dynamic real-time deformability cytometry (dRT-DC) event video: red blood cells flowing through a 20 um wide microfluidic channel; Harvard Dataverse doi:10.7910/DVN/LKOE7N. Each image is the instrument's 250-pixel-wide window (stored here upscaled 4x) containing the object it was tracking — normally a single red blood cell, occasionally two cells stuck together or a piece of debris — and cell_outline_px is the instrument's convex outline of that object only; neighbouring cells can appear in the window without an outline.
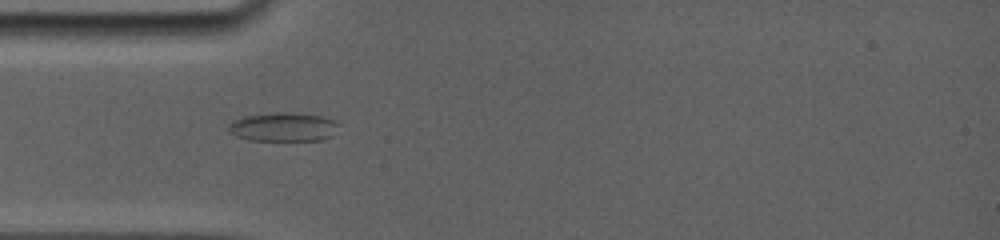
{"species": "common noctule bat (a hibernating species)", "species_latin": "Nyctalus noctula", "temperature_condition": "room temperature", "stored_images_in_passage": 3, "camera_frame_rate_fps": 5000, "um_per_image_px": 0.085, "animal": {"sex": "female", "body_mass_g": 19.0, "forearm_length_mm": 56.7}, "frame": {"image": 1, "passage_image": 1, "time_ms": 0.0, "image_size_px": [1000, 240], "cell_outline_px": [[340, 124], [332, 136], [320, 140], [248, 140], [236, 136], [228, 132], [228, 124], [232, 120], [240, 116], [276, 112], [292, 112], [324, 116], [336, 120]], "centroid_in_image_um": [24.07, 10.77], "position_along_channel_um": 60.9, "area_um2": 18.96}}
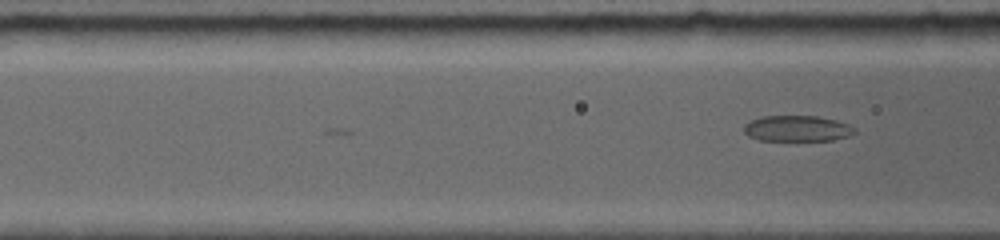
{"frame": {"image": 2, "passage_image": 3, "time_ms": 1.0, "image_size_px": [1000, 240], "cell_outline_px": [[856, 132], [848, 136], [832, 140], [760, 140], [748, 136], [744, 132], [744, 124], [760, 116], [816, 116], [836, 120], [848, 124], [856, 128]], "centroid_in_image_um": [67.76, 10.92], "position_along_channel_um": 98.8, "area_um2": 16.65}}